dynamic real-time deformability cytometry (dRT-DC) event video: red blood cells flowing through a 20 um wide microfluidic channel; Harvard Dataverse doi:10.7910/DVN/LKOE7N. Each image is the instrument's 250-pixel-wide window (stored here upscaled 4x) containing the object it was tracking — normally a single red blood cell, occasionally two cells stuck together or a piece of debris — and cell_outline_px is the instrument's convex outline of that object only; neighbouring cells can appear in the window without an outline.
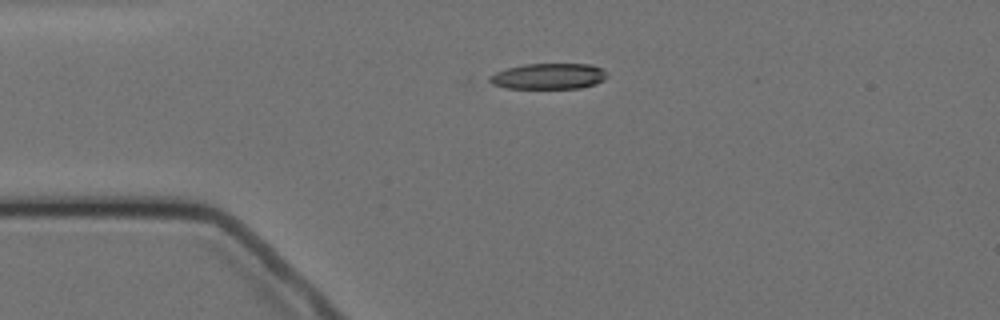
{"species": "Egyptian fruit bat (a non-hibernating species)", "species_latin": "Rousettus aegyptiacus", "temperature_condition": "cold", "stored_images_in_passage": 3, "camera_frame_rate_fps": 3000, "um_per_image_px": 0.085, "animal": {"sex": "female"}, "frame": {"image": 1, "passage_image": 1, "time_ms": 0.0, "image_size_px": [1000, 320], "cell_outline_px": [[608, 76], [604, 80], [596, 84], [580, 88], [504, 88], [492, 84], [488, 80], [488, 76], [496, 72], [508, 68], [524, 64], [592, 64], [604, 68]], "centroid_in_image_um": [46.66, 6.48], "position_along_channel_um": 38.3, "area_um2": 17.86}}
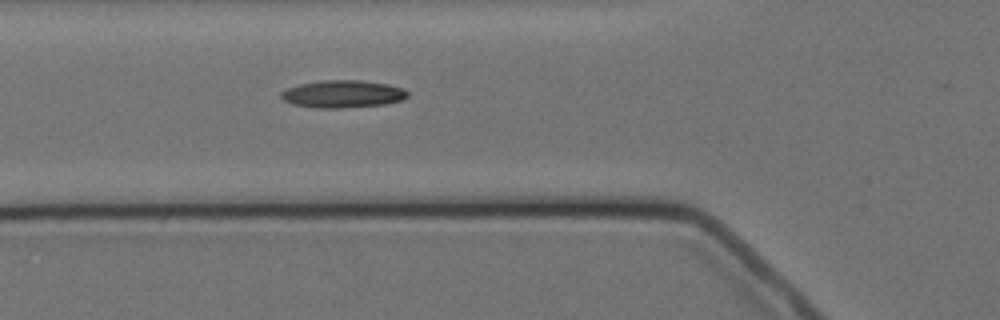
{"frame": {"image": 2, "passage_image": 3, "time_ms": 2.333, "image_size_px": [1000, 320], "cell_outline_px": [[408, 96], [404, 100], [384, 104], [340, 108], [316, 108], [292, 104], [284, 100], [280, 96], [280, 92], [288, 88], [300, 84], [324, 80], [360, 80], [388, 84], [404, 88], [408, 92]], "centroid_in_image_um": [29.15, 7.99], "position_along_channel_um": 96.6, "area_um2": 20.29}}